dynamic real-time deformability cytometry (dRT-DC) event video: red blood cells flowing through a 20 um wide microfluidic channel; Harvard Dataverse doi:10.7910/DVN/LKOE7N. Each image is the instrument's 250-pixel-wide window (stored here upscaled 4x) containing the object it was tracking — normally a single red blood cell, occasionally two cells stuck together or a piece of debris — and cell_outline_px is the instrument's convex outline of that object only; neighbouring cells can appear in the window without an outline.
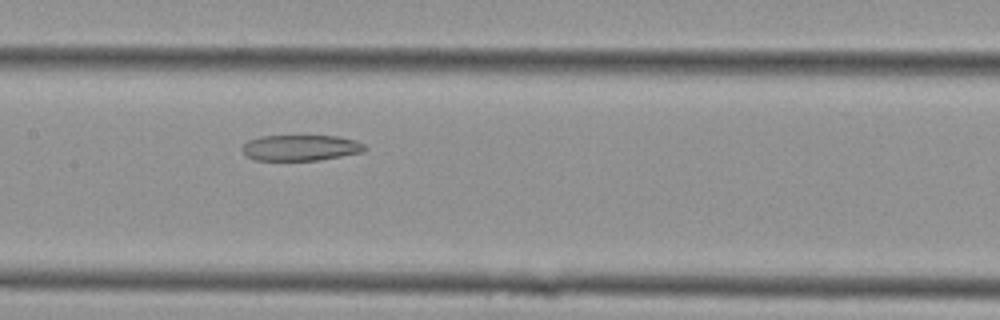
{"species": "Egyptian fruit bat (a non-hibernating species)", "species_latin": "Rousettus aegyptiacus", "temperature_condition": "cold", "stored_images_in_passage": 7, "camera_frame_rate_fps": 3000, "um_per_image_px": 0.085, "animal": {"sex": "female"}, "frame": {"image": 1, "passage_image": 7, "time_ms": 2.0, "image_size_px": [1000, 320], "cell_outline_px": [[368, 148], [364, 152], [320, 160], [256, 160], [248, 156], [240, 148], [248, 140], [260, 136], [340, 136], [356, 140], [364, 144]], "centroid_in_image_um": [25.6, 12.55], "position_along_channel_um": 181.8, "area_um2": 18.55}}